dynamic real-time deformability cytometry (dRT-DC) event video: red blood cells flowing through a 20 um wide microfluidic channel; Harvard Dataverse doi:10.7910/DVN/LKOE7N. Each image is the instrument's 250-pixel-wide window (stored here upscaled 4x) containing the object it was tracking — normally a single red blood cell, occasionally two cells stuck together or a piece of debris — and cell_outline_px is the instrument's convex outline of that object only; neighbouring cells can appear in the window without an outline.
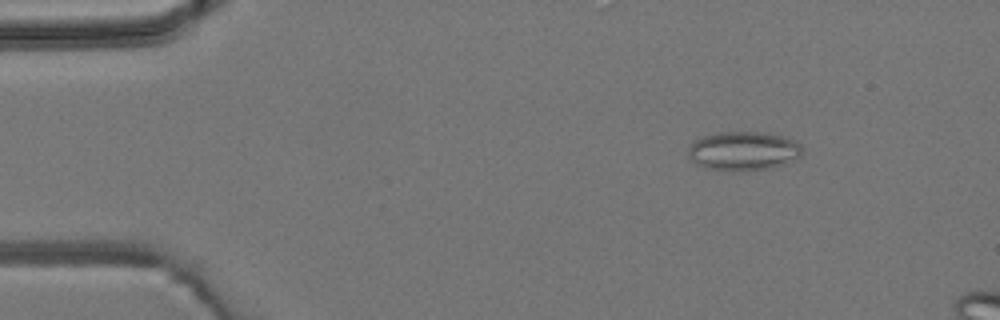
{"species": "common noctule bat (a hibernating species)", "species_latin": "Nyctalus noctula", "temperature_condition": "room temperature", "stored_images_in_passage": 3, "camera_frame_rate_fps": 3000, "um_per_image_px": 0.085, "animal": {"sex": "male", "body_mass_g": 19.2, "forearm_length_mm": 51.8}, "frame": {"image": 1, "passage_image": 1, "time_ms": 0.0, "image_size_px": [1000, 320], "cell_outline_px": [[800, 156], [796, 160], [772, 168], [732, 172], [704, 168], [696, 164], [688, 156], [688, 144], [704, 136], [720, 132], [760, 132], [784, 136], [796, 140], [800, 144]], "centroid_in_image_um": [63.17, 12.85], "position_along_channel_um": 21.8, "area_um2": 26.24}}